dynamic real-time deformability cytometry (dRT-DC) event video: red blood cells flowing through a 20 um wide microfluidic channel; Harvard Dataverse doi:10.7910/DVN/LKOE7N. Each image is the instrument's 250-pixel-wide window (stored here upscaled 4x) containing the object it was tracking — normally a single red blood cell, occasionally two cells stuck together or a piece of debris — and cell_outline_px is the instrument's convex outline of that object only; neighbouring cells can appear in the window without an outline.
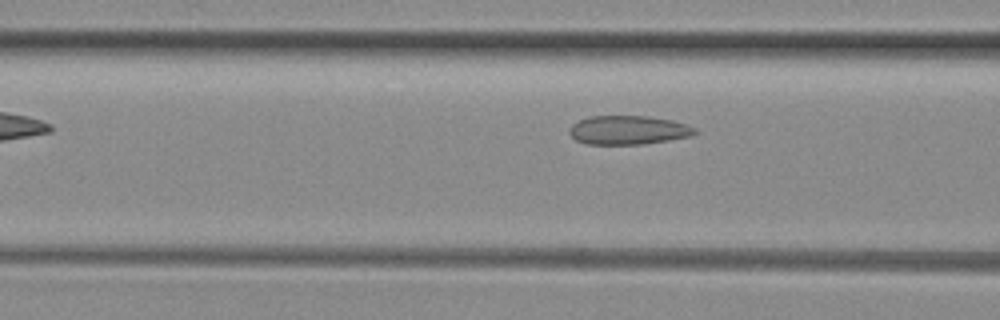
{"species": "common noctule bat (a hibernating species)", "species_latin": "Nyctalus noctula", "temperature_condition": "room temperature", "stored_images_in_passage": 5, "camera_frame_rate_fps": 3000, "um_per_image_px": 0.085, "animal": {"sex": "female", "body_mass_g": 29.2, "forearm_length_mm": 56.3}, "frame": {"image": 1, "passage_image": 5, "time_ms": 1.333, "image_size_px": [1000, 320], "cell_outline_px": [[700, 132], [692, 136], [668, 140], [640, 144], [584, 144], [576, 140], [568, 132], [572, 124], [588, 116], [648, 116], [672, 120], [696, 128]], "centroid_in_image_um": [53.41, 11.05], "position_along_channel_um": 113.2, "area_um2": 21.15}}